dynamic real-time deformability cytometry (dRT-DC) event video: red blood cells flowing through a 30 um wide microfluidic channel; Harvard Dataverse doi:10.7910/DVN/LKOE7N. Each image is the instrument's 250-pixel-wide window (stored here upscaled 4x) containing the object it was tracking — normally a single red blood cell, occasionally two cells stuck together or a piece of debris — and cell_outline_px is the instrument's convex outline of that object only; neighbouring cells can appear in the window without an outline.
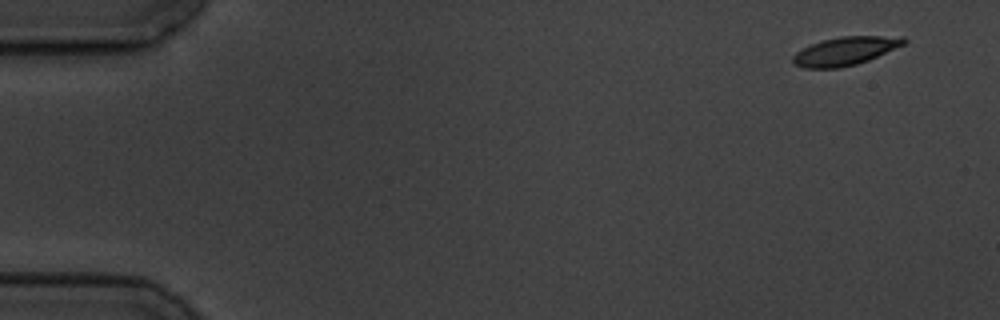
{"species": "common noctule bat (a hibernating species)", "species_latin": "Nyctalus noctula", "temperature_condition": "cold", "stored_images_in_passage": 4, "camera_frame_rate_fps": 3000, "um_per_image_px": 0.085, "animal": {"sex": "male", "body_mass_g": 19.5, "forearm_length_mm": 54.6}, "frame": {"image": 1, "passage_image": 1, "time_ms": 0.0, "image_size_px": [1000, 320], "cell_outline_px": [[908, 40], [904, 44], [868, 60], [856, 64], [840, 68], [804, 68], [796, 64], [792, 60], [792, 56], [796, 52], [812, 44], [824, 40], [840, 36], [904, 36]], "centroid_in_image_um": [71.86, 4.33], "position_along_channel_um": 13.1, "area_um2": 18.15}}